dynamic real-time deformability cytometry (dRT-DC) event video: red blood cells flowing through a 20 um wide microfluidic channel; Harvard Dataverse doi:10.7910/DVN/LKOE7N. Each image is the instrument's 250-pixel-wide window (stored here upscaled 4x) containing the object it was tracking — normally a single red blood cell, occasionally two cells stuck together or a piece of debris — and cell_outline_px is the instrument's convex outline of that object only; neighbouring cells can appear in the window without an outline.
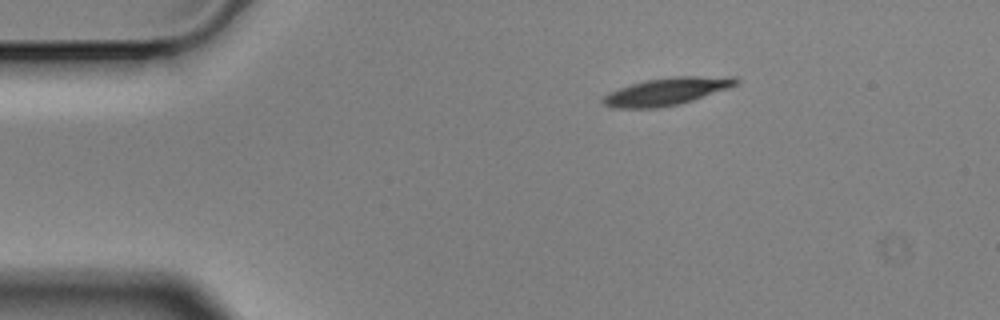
{"species": "Egyptian fruit bat (a non-hibernating species)", "species_latin": "Rousettus aegyptiacus", "temperature_condition": "cold", "stored_images_in_passage": 3, "segment_of_instrument_passage": [1, 2], "camera_frame_rate_fps": 3000, "um_per_image_px": 0.085, "animal": {"sex": "male"}, "frame": {"image": 1, "passage_image": 1, "time_ms": 0.0, "image_size_px": [1000, 320], "cell_outline_px": [[740, 80], [736, 84], [728, 88], [680, 104], [660, 108], [608, 108], [600, 100], [608, 92], [644, 80], [672, 76], [736, 76]], "centroid_in_image_um": [56.65, 7.77], "position_along_channel_um": 28.4, "area_um2": 21.44}}